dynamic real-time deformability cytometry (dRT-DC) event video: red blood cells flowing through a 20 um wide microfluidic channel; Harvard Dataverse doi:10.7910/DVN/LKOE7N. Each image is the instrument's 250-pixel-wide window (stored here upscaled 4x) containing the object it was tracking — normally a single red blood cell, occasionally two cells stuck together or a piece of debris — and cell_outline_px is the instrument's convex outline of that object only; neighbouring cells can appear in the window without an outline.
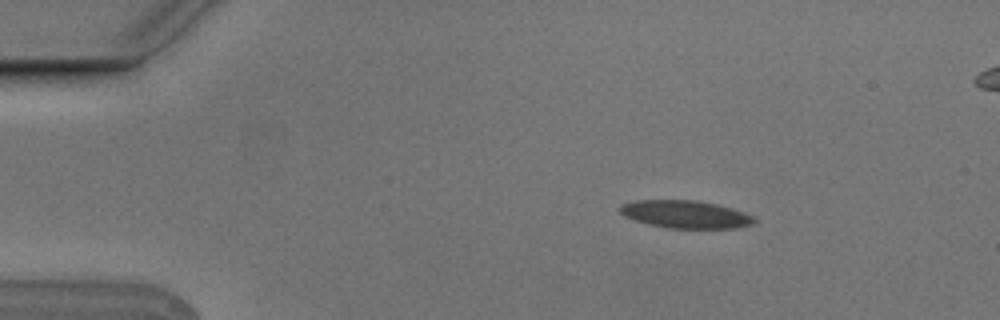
{"species": "Egyptian fruit bat (a non-hibernating species)", "species_latin": "Rousettus aegyptiacus", "temperature_condition": "cold", "stored_images_in_passage": 5, "camera_frame_rate_fps": 3000, "um_per_image_px": 0.085, "animal": {"sex": "male"}, "frame": {"image": 1, "passage_image": 2, "time_ms": 0.333, "image_size_px": [1000, 320], "cell_outline_px": [[756, 220], [752, 224], [736, 228], [668, 228], [648, 224], [624, 216], [616, 208], [620, 204], [636, 200], [696, 200], [716, 204], [732, 208], [744, 212], [752, 216]], "centroid_in_image_um": [58.22, 18.21], "position_along_channel_um": 26.8, "area_um2": 21.73}}